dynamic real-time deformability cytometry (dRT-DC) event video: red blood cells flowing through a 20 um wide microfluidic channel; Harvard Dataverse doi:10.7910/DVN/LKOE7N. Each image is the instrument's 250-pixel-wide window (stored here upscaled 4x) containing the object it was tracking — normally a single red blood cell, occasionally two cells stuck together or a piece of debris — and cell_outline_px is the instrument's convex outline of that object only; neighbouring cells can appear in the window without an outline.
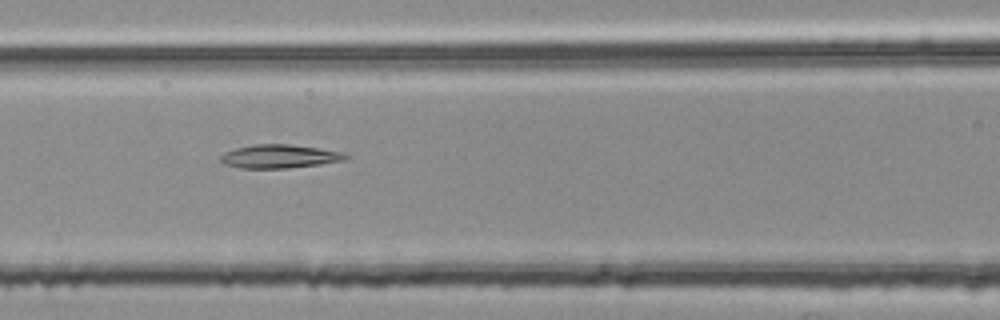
{"species": "common noctule bat (a hibernating species)", "species_latin": "Nyctalus noctula", "temperature_condition": "room temperature", "stored_images_in_passage": 54, "segment_of_instrument_passage": [2, 2], "camera_frame_rate_fps": 3000, "um_per_image_px": 0.085, "animal": {"sex": "female", "body_mass_g": 25.1}, "frame": {"image": 1, "passage_image": 23, "time_ms": 7.333, "image_size_px": [1000, 320], "cell_outline_px": [[348, 156], [344, 160], [320, 164], [288, 168], [240, 168], [224, 164], [220, 160], [220, 156], [224, 152], [236, 148], [252, 144], [288, 144], [320, 148], [344, 152]], "centroid_in_image_um": [23.73, 13.29], "position_along_channel_um": 142.9, "area_um2": 17.17}}
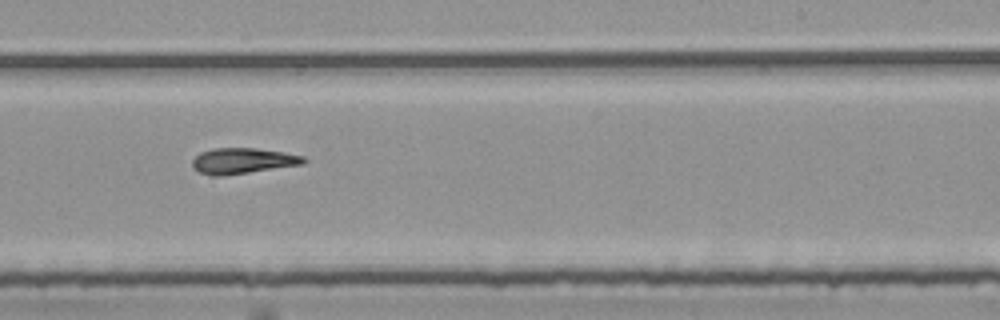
{"frame": {"image": 2, "passage_image": 33, "time_ms": 10.667, "image_size_px": [1000, 320], "cell_outline_px": [[308, 160], [304, 164], [224, 176], [216, 176], [200, 172], [192, 168], [192, 160], [200, 152], [216, 148], [256, 148], [284, 152], [304, 156]], "centroid_in_image_um": [20.65, 13.67], "position_along_channel_um": 268.3, "area_um2": 16.76}}
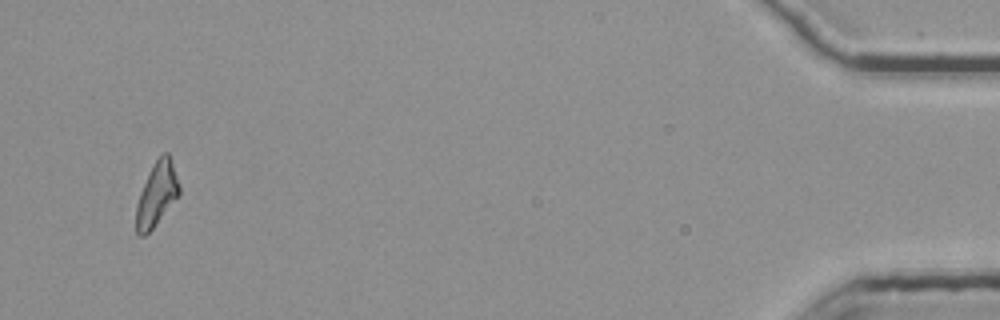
{"frame": {"image": 3, "passage_image": 52, "time_ms": 17.0, "image_size_px": [1000, 320], "cell_outline_px": [[180, 196], [152, 228], [144, 236], [140, 236], [136, 232], [136, 204], [140, 192], [148, 172], [152, 164], [160, 152], [168, 152], [180, 184]], "centroid_in_image_um": [13.33, 16.46], "position_along_channel_um": 421.9, "area_um2": 16.3}}